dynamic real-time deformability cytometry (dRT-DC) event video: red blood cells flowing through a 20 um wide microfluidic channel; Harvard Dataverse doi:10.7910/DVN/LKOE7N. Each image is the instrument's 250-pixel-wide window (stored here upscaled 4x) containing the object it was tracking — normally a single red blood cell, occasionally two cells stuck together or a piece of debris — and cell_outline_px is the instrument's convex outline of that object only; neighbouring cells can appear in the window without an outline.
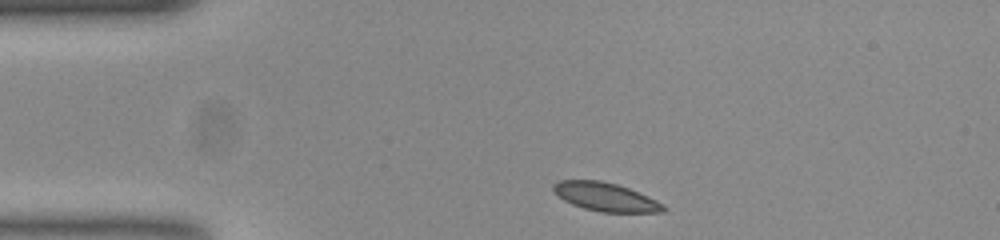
{"species": "common noctule bat (a hibernating species)", "species_latin": "Nyctalus noctula", "temperature_condition": "room temperature", "stored_images_in_passage": 37, "camera_frame_rate_fps": 3000, "um_per_image_px": 0.085, "animal": {"sex": "female", "body_mass_g": 23.0, "forearm_length_mm": 53.4}, "frame": {"image": 1, "passage_image": 1, "time_ms": 0.0, "image_size_px": [1000, 240], "cell_outline_px": [[664, 212], [600, 212], [584, 208], [572, 204], [564, 200], [552, 188], [552, 184], [560, 180], [600, 180], [616, 184], [628, 188], [660, 204], [664, 208]], "centroid_in_image_um": [51.38, 16.73], "position_along_channel_um": 33.6, "area_um2": 17.69}}
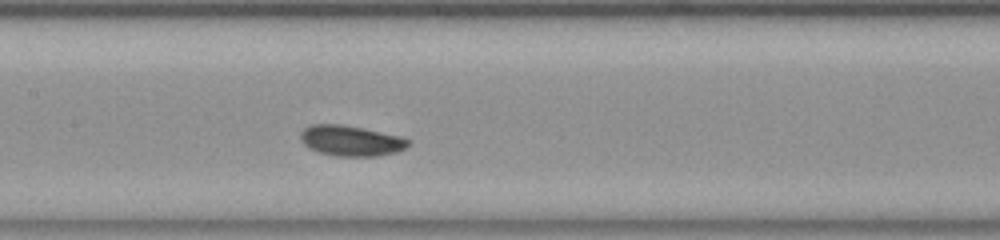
{"frame": {"image": 2, "passage_image": 16, "time_ms": 5.0, "image_size_px": [1000, 240], "cell_outline_px": [[412, 144], [396, 152], [376, 156], [336, 156], [320, 152], [304, 144], [300, 136], [300, 132], [304, 128], [312, 124], [340, 124], [400, 136], [408, 140]], "centroid_in_image_um": [29.83, 11.96], "position_along_channel_um": 177.6, "area_um2": 18.84}}
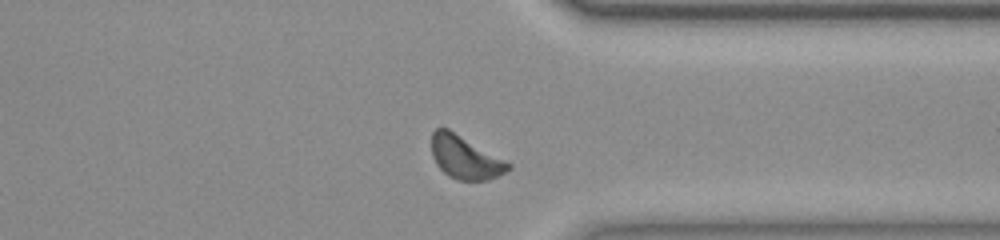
{"frame": {"image": 3, "passage_image": 32, "time_ms": 10.333, "image_size_px": [1000, 240], "cell_outline_px": [[512, 168], [488, 180], [456, 180], [448, 176], [436, 164], [432, 156], [432, 132], [436, 128], [448, 128], [512, 164]], "centroid_in_image_um": [39.52, 13.38], "position_along_channel_um": 371.9, "area_um2": 19.07}, "authors_computed_cell_mechanics": {"area_um2": 18.496, "velocity_mm_per_s": 3.7083, "shape_relaxation_time_tau1_ms": 2.5902, "shape_relaxation_time_tau2_ms": null, "deformation_change_tau1": 0.097, "deformation_change_tau2": null}}